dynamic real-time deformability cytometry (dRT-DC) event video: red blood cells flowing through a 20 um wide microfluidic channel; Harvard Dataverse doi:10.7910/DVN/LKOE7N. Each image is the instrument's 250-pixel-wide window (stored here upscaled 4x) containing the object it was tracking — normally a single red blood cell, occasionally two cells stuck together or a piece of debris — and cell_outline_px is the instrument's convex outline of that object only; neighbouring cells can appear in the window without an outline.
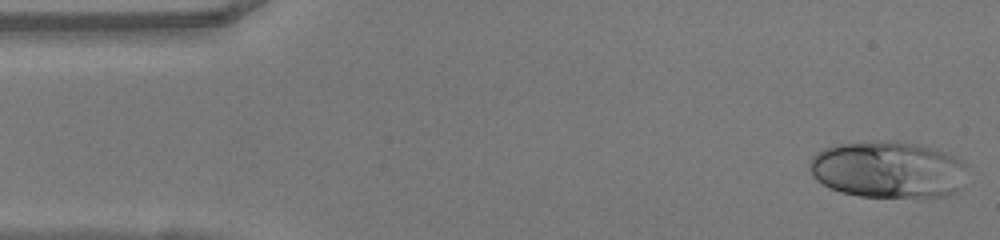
{"species": "human", "species_latin": "Homo sapiens", "temperature_condition": "warm", "stored_images_in_passage": 48, "camera_frame_rate_fps": 3000, "um_per_image_px": 0.085, "donor": {"sex": "female"}, "frame": {"image": 1, "passage_image": 1, "time_ms": 0.0, "image_size_px": [1000, 240], "cell_outline_px": [[964, 168], [956, 192], [948, 196], [860, 196], [840, 192], [816, 180], [812, 176], [808, 168], [808, 164], [812, 156], [816, 152], [832, 144], [872, 140], [888, 140], [920, 144], [944, 152], [964, 160]], "centroid_in_image_um": [75.39, 14.38], "position_along_channel_um": 9.6, "area_um2": 52.19}}
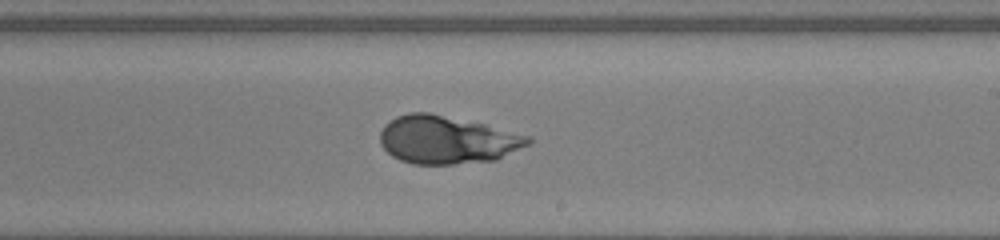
{"frame": {"image": 2, "passage_image": 27, "time_ms": 8.667, "image_size_px": [1000, 240], "cell_outline_px": [[532, 140], [528, 144], [496, 160], [452, 164], [412, 164], [400, 160], [392, 156], [380, 144], [380, 132], [384, 124], [396, 116], [408, 112], [428, 112], [484, 124], [528, 136]], "centroid_in_image_um": [37.93, 11.88], "position_along_channel_um": 251.1, "area_um2": 41.1}}
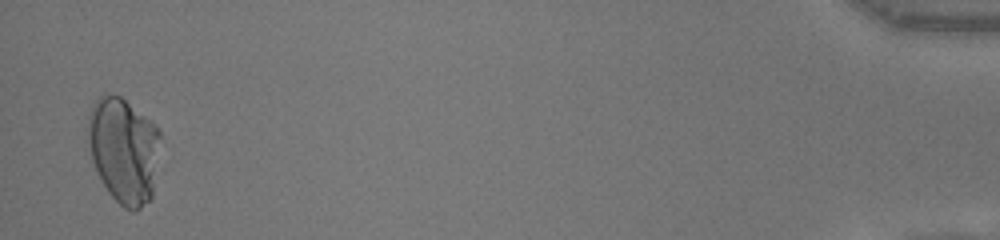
{"frame": {"image": 3, "passage_image": 47, "time_ms": 15.333, "image_size_px": [1000, 240], "cell_outline_px": [[160, 136], [152, 196], [136, 212], [132, 212], [124, 208], [108, 192], [92, 160], [88, 144], [88, 116], [96, 100], [100, 96], [120, 96], [160, 128]], "centroid_in_image_um": [10.52, 12.78], "position_along_channel_um": 424.7, "area_um2": 43.99}, "authors_computed_cell_mechanics": {"area_um2": 41.2403, "velocity_mm_per_s": 4.0843, "shape_relaxation_time_tau1_ms": 3.8732, "shape_relaxation_time_tau2_ms": 0.8485, "deformation_change_tau1": 0.1737, "deformation_change_tau2": 0.0419}}